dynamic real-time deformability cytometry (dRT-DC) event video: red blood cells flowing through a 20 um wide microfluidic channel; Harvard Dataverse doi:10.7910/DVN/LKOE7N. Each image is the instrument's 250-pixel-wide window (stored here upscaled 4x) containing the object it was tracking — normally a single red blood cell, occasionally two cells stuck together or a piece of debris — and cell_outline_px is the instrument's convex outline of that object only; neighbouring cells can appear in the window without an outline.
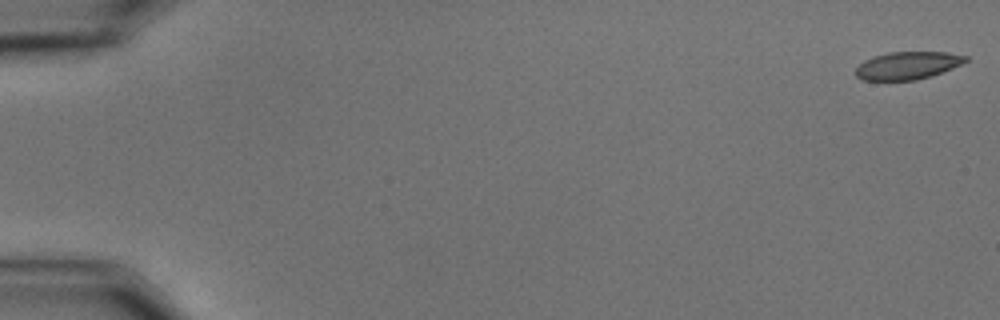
{"species": "common noctule bat (a hibernating species)", "species_latin": "Nyctalus noctula", "temperature_condition": "cold", "stored_images_in_passage": 58, "camera_frame_rate_fps": 3000, "um_per_image_px": 0.085, "animal": {"sex": "male", "body_mass_g": 15.6}, "frame": {"image": 1, "passage_image": 1, "time_ms": 0.0, "image_size_px": [1000, 320], "cell_outline_px": [[968, 60], [952, 68], [932, 76], [916, 80], [860, 80], [856, 76], [856, 68], [864, 60], [872, 56], [888, 52], [948, 52], [968, 56]], "centroid_in_image_um": [77.13, 5.56], "position_along_channel_um": 7.9, "area_um2": 17.8}}
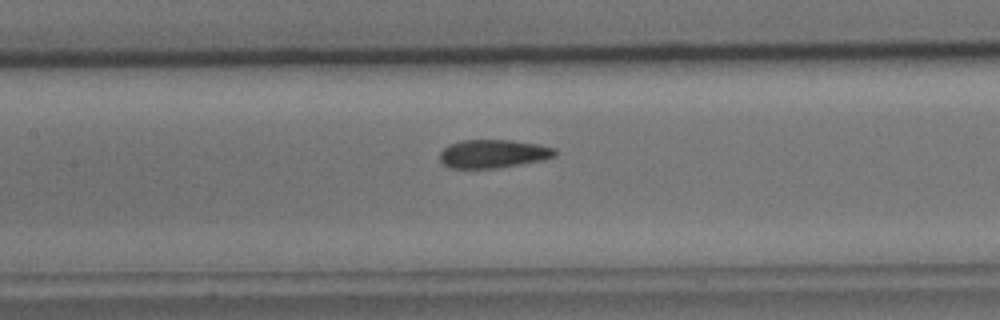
{"frame": {"image": 2, "passage_image": 28, "time_ms": 9.0, "image_size_px": [1000, 320], "cell_outline_px": [[556, 156], [544, 160], [496, 168], [448, 168], [440, 160], [440, 152], [448, 144], [460, 140], [512, 140], [536, 144], [556, 148]], "centroid_in_image_um": [41.91, 13.07], "position_along_channel_um": 165.5, "area_um2": 19.13}}
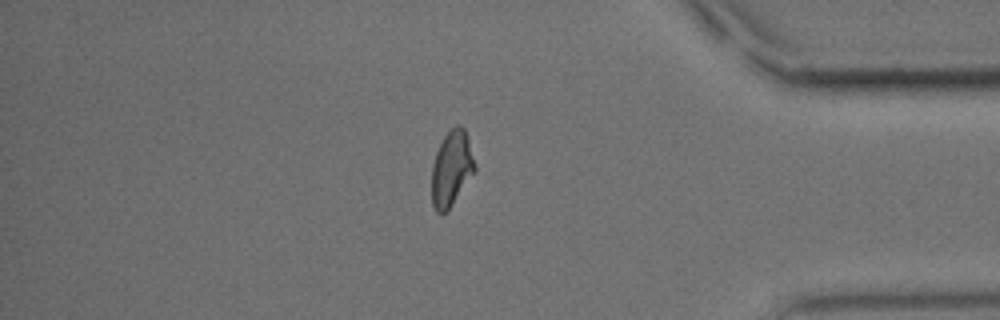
{"frame": {"image": 3, "passage_image": 50, "time_ms": 16.333, "image_size_px": [1000, 320], "cell_outline_px": [[476, 172], [452, 204], [444, 212], [436, 212], [432, 204], [432, 164], [436, 152], [444, 136], [456, 124], [460, 124], [464, 128], [476, 164]], "centroid_in_image_um": [38.39, 14.31], "position_along_channel_um": 396.8, "area_um2": 18.84}, "authors_computed_cell_mechanics": {"area_um2": 19.2474, "velocity_mm_per_s": 3.4904, "shape_relaxation_time_tau1_ms": 9.4722, "shape_relaxation_time_tau2_ms": 1.792, "deformation_change_tau1": 0.1831, "deformation_change_tau2": 0.0763}}